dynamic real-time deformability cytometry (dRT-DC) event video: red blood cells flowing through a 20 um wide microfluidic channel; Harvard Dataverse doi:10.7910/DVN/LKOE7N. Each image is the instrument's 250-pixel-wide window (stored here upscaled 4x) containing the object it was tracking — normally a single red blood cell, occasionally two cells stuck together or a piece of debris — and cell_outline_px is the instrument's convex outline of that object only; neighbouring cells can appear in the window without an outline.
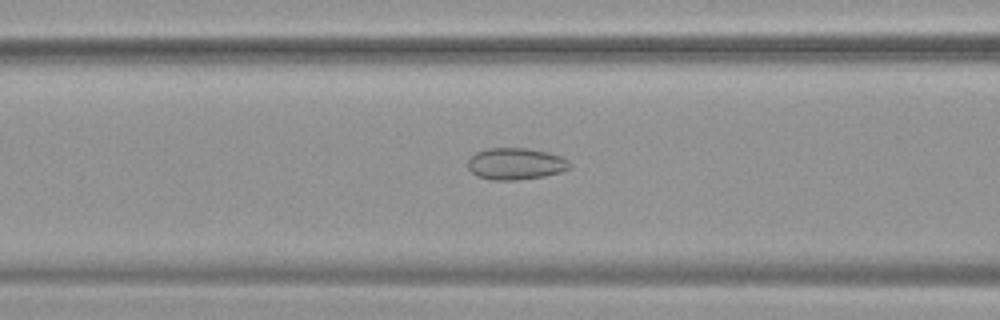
{"species": "common noctule bat (a hibernating species)", "species_latin": "Nyctalus noctula", "temperature_condition": "warm", "stored_images_in_passage": 53, "camera_frame_rate_fps": 3000, "um_per_image_px": 0.085, "animal": {"sex": "female", "body_mass_g": 19.9}, "frame": {"image": 1, "passage_image": 21, "time_ms": 6.667, "image_size_px": [1000, 320], "cell_outline_px": [[572, 164], [568, 168], [560, 172], [544, 176], [516, 180], [492, 180], [476, 176], [468, 168], [468, 160], [476, 152], [488, 148], [528, 148], [548, 152], [560, 156], [568, 160]], "centroid_in_image_um": [43.82, 13.92], "position_along_channel_um": 122.8, "area_um2": 18.84}}
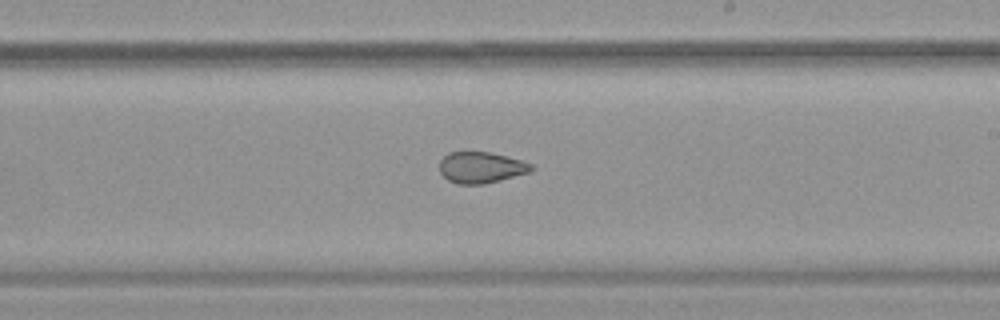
{"frame": {"image": 2, "passage_image": 31, "time_ms": 10.0, "image_size_px": [1000, 320], "cell_outline_px": [[536, 168], [532, 172], [484, 184], [456, 184], [448, 180], [440, 172], [440, 160], [448, 152], [492, 152], [520, 160], [532, 164]], "centroid_in_image_um": [40.92, 14.24], "position_along_channel_um": 248.1, "area_um2": 16.82}}
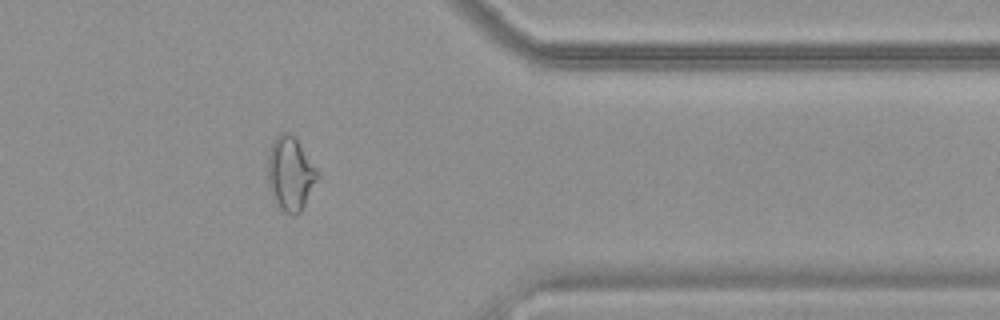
{"frame": {"image": 3, "passage_image": 43, "time_ms": 14.0, "image_size_px": [1000, 320], "cell_outline_px": [[320, 176], [300, 212], [292, 216], [284, 212], [280, 208], [272, 196], [268, 184], [268, 152], [272, 140], [280, 132], [288, 132], [296, 140], [320, 172]], "centroid_in_image_um": [24.68, 14.76], "position_along_channel_um": 386.7, "area_um2": 21.39}, "authors_computed_cell_mechanics": {"area_um2": 22.7154, "velocity_mm_per_s": 3.7724, "shape_relaxation_time_tau1_ms": null, "shape_relaxation_time_tau2_ms": 1.692, "deformation_change_tau1": null, "deformation_change_tau2": 0.0686}}